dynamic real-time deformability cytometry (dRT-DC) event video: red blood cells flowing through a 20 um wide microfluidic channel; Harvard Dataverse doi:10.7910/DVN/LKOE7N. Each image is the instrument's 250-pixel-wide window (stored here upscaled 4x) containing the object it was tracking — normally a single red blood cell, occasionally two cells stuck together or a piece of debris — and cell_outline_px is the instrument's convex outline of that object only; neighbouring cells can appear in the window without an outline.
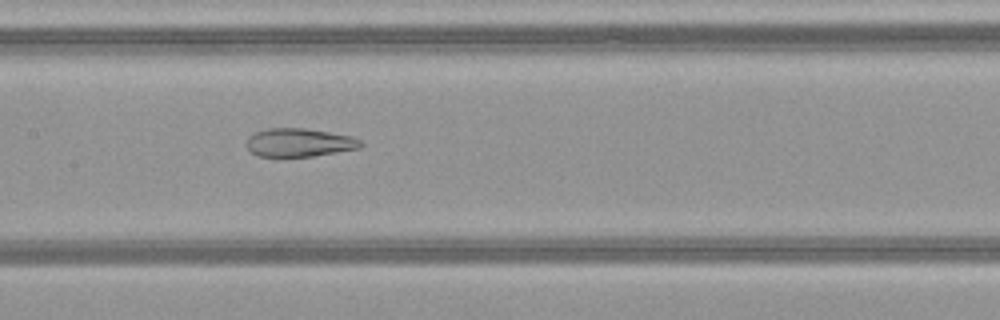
{"species": "common noctule bat (a hibernating species)", "species_latin": "Nyctalus noctula", "temperature_condition": "warm", "stored_images_in_passage": 51, "camera_frame_rate_fps": 3000, "um_per_image_px": 0.085, "animal": {"sex": "female", "body_mass_g": 21.9}, "frame": {"image": 1, "passage_image": 26, "time_ms": 8.333, "image_size_px": [1000, 320], "cell_outline_px": [[364, 144], [360, 148], [312, 156], [256, 156], [248, 148], [248, 136], [256, 132], [268, 128], [304, 128], [352, 136], [360, 140]], "centroid_in_image_um": [25.45, 12.11], "position_along_channel_um": 181.9, "area_um2": 18.67}}
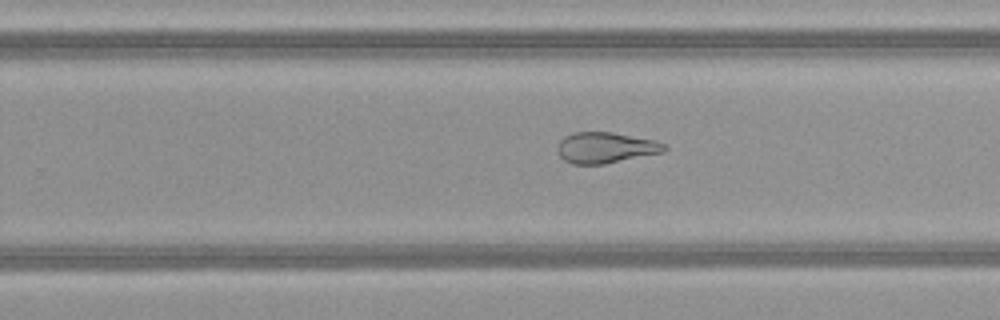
{"frame": {"image": 2, "passage_image": 33, "time_ms": 10.667, "image_size_px": [1000, 320], "cell_outline_px": [[668, 148], [664, 152], [604, 164], [572, 164], [564, 160], [560, 156], [556, 148], [560, 140], [564, 136], [572, 132], [612, 132], [652, 140], [664, 144]], "centroid_in_image_um": [51.43, 12.55], "position_along_channel_um": 278.4, "area_um2": 19.19}}
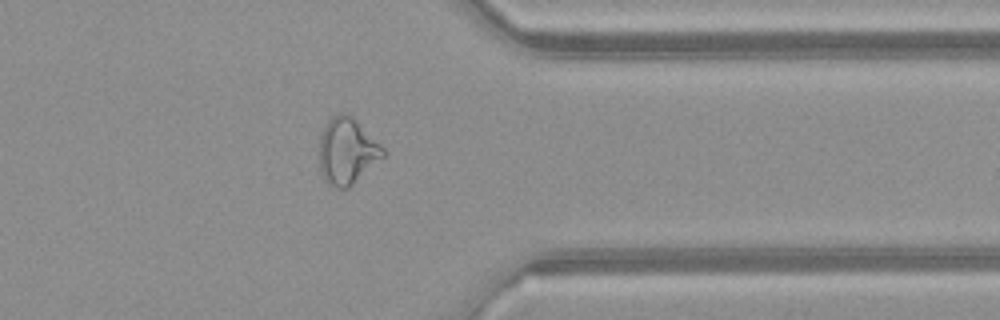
{"frame": {"image": 3, "passage_image": 41, "time_ms": 13.333, "image_size_px": [1000, 320], "cell_outline_px": [[388, 152], [384, 156], [348, 188], [336, 188], [328, 184], [320, 172], [320, 136], [328, 120], [336, 112], [348, 112]], "centroid_in_image_um": [29.5, 12.82], "position_along_channel_um": 381.9, "area_um2": 24.57}, "authors_computed_cell_mechanics": {"area_um2": 26.6458, "velocity_mm_per_s": 4.1554, "shape_relaxation_time_tau1_ms": null, "shape_relaxation_time_tau2_ms": 1.7192, "deformation_change_tau1": null, "deformation_change_tau2": 0.1115}}